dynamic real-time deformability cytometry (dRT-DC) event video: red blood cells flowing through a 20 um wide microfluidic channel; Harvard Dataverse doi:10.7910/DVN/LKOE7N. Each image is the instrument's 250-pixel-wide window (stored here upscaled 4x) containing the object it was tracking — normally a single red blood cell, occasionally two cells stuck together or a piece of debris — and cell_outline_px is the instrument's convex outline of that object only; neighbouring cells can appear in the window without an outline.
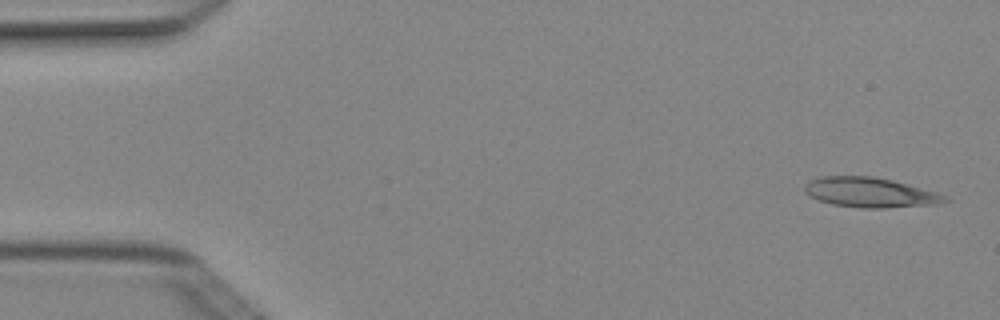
{"species": "Egyptian fruit bat (a non-hibernating species)", "species_latin": "Rousettus aegyptiacus", "temperature_condition": "cold", "stored_images_in_passage": 3, "camera_frame_rate_fps": 3000, "um_per_image_px": 0.085, "animal": {"sex": "female"}, "frame": {"image": 1, "passage_image": 1, "time_ms": 0.0, "image_size_px": [1000, 320], "cell_outline_px": [[948, 200], [936, 204], [880, 208], [860, 208], [832, 204], [820, 200], [804, 192], [804, 184], [808, 180], [824, 176], [872, 176], [892, 180], [936, 192], [944, 196]], "centroid_in_image_um": [73.9, 16.35], "position_along_channel_um": 11.1, "area_um2": 24.1}}
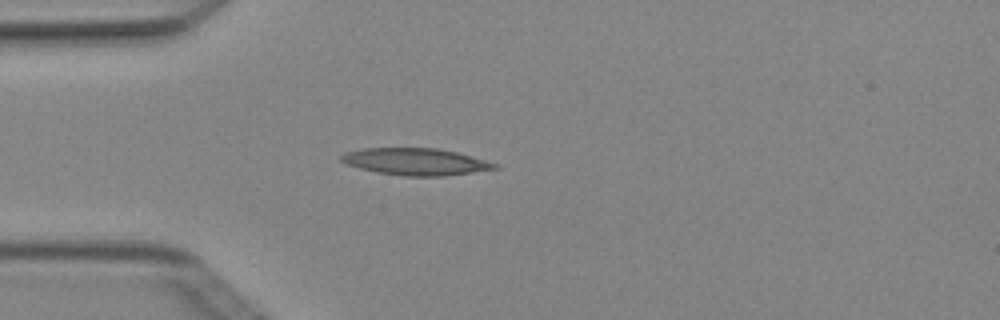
{"frame": {"image": 2, "passage_image": 3, "time_ms": 0.667, "image_size_px": [1000, 320], "cell_outline_px": [[500, 168], [444, 176], [404, 176], [376, 172], [360, 168], [348, 164], [340, 160], [340, 156], [344, 152], [364, 148], [436, 148], [456, 152], [500, 164]], "centroid_in_image_um": [35.34, 13.74], "position_along_channel_um": 49.7, "area_um2": 24.04}}